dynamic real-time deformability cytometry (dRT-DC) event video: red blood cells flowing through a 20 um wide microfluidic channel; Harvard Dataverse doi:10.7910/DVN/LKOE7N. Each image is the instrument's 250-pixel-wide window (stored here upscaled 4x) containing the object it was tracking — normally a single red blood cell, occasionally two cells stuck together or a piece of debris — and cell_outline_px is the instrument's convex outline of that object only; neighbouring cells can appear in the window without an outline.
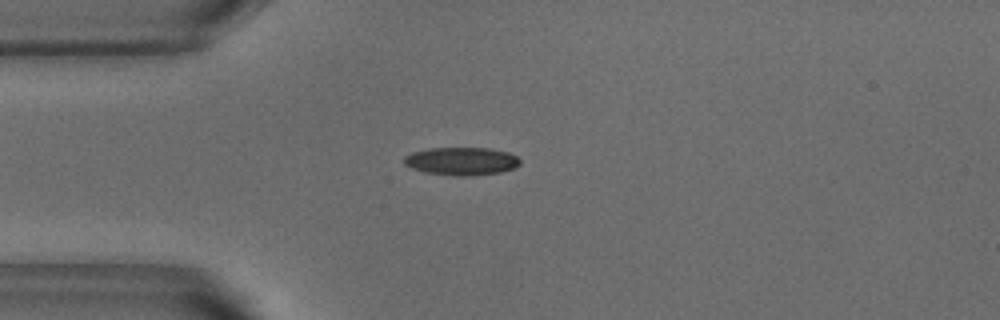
{"species": "common noctule bat (a hibernating species)", "species_latin": "Nyctalus noctula", "temperature_condition": "warm", "stored_images_in_passage": 51, "camera_frame_rate_fps": 3000, "um_per_image_px": 0.085, "animal": {"sex": "male", "body_mass_g": 18.8}, "frame": {"image": 1, "passage_image": 12, "time_ms": 3.667, "image_size_px": [1000, 320], "cell_outline_px": [[520, 164], [516, 168], [500, 172], [472, 176], [460, 176], [424, 172], [412, 168], [404, 164], [404, 156], [412, 152], [432, 148], [488, 148], [508, 152], [516, 156], [520, 160]], "centroid_in_image_um": [39.24, 13.7], "position_along_channel_um": 45.8, "area_um2": 18.9}}
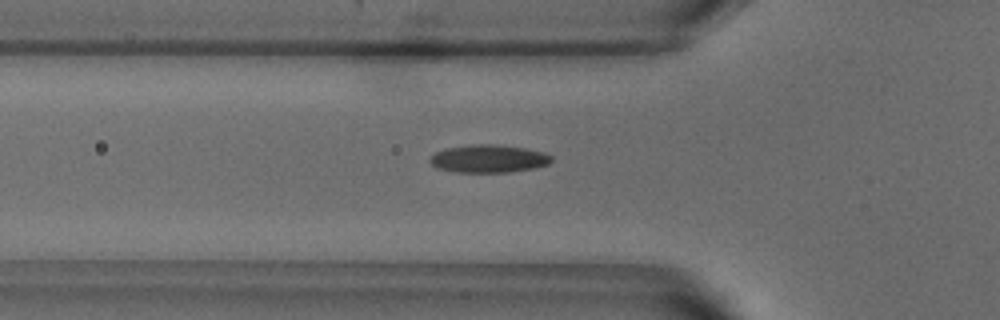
{"frame": {"image": 2, "passage_image": 16, "time_ms": 5.0, "image_size_px": [1000, 320], "cell_outline_px": [[552, 160], [548, 164], [532, 168], [508, 172], [456, 172], [436, 168], [428, 160], [436, 152], [448, 148], [472, 144], [496, 144], [524, 148], [544, 152], [552, 156]], "centroid_in_image_um": [41.53, 13.48], "position_along_channel_um": 84.3, "area_um2": 19.59}}
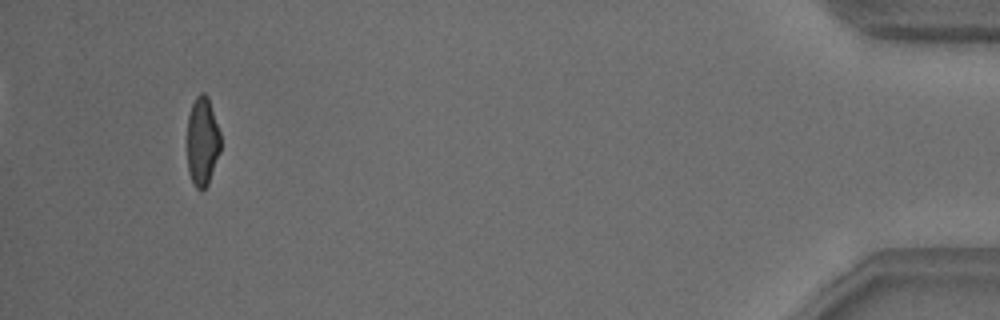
{"frame": {"image": 3, "passage_image": 48, "time_ms": 15.667, "image_size_px": [1000, 320], "cell_outline_px": [[220, 152], [208, 184], [200, 192], [196, 188], [188, 172], [188, 116], [192, 104], [196, 96], [200, 92], [204, 92], [208, 96], [220, 132]], "centroid_in_image_um": [17.21, 12.01], "position_along_channel_um": 418.0, "area_um2": 17.28}, "authors_computed_cell_mechanics": {"area_um2": 18.5538, "velocity_mm_per_s": 3.8398, "shape_relaxation_time_tau1_ms": 5.5509, "shape_relaxation_time_tau2_ms": 1.6692, "deformation_change_tau1": 0.1847, "deformation_change_tau2": 0.0837}}